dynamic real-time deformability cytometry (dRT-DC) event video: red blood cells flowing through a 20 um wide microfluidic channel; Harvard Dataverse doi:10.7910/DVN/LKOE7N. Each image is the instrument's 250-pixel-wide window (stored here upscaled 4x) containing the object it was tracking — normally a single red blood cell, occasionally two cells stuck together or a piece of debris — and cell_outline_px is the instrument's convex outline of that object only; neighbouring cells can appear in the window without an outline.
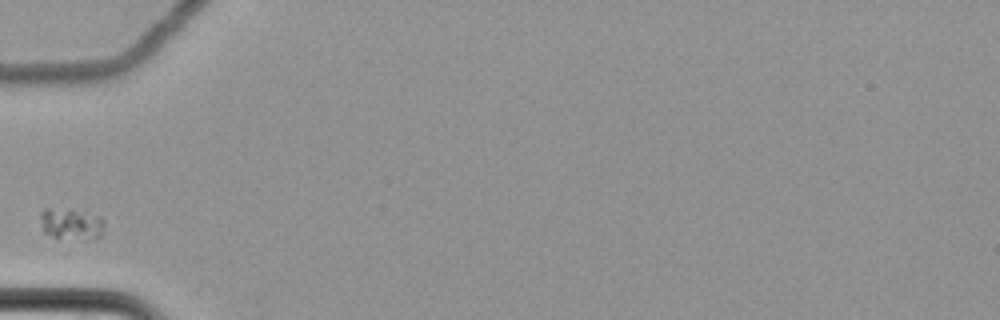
{"species": "common noctule bat (a hibernating species)", "species_latin": "Nyctalus noctula", "temperature_condition": "cold", "stored_images_in_passage": 9, "camera_frame_rate_fps": 3000, "um_per_image_px": 0.085, "animal": {"sex": "female", "body_mass_g": 22.7, "forearm_length_mm": 54.2}, "frame": {"image": 1, "passage_image": 1, "time_ms": 0.0, "image_size_px": [1000, 320], "cell_outline_px": [[104, 224], [100, 236], [88, 240], [84, 240], [52, 236], [44, 232], [40, 216], [40, 212], [44, 208], [84, 208], [100, 216], [104, 220]], "centroid_in_image_um": [6.1, 18.97], "position_along_channel_um": 78.9, "area_um2": 12.25}}
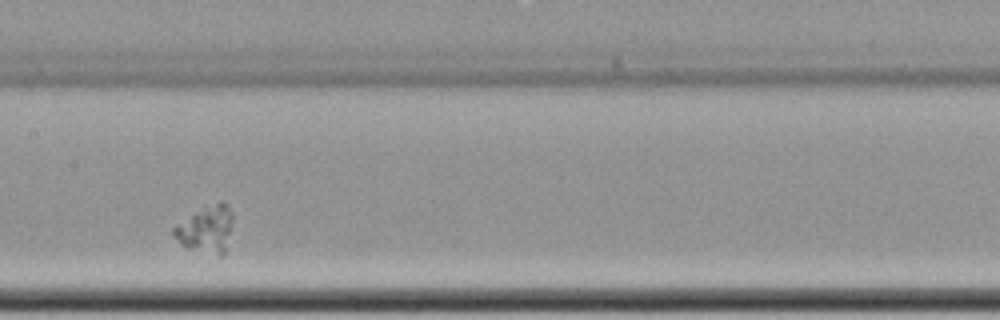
{"frame": {"image": 2, "passage_image": 4, "time_ms": 1.0, "image_size_px": [1000, 320], "cell_outline_px": [[232, 220], [224, 252], [220, 256], [188, 248], [180, 244], [172, 236], [172, 228], [204, 208], [220, 200], [224, 200], [228, 204], [232, 212]], "centroid_in_image_um": [17.52, 19.48], "position_along_channel_um": 189.9, "area_um2": 15.72}}
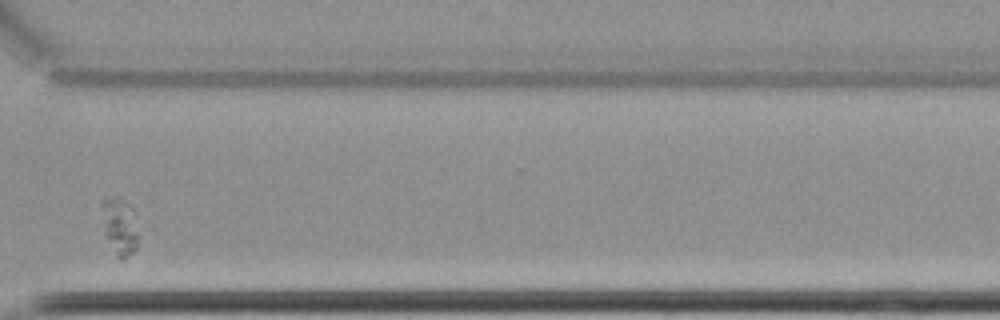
{"frame": {"image": 3, "passage_image": 8, "time_ms": 2.333, "image_size_px": [1000, 320], "cell_outline_px": [[136, 248], [128, 256], [116, 256], [104, 232], [100, 208], [100, 204], [104, 200], [116, 196], [124, 200], [132, 208], [136, 236]], "centroid_in_image_um": [10.11, 19.18], "position_along_channel_um": 360.5, "area_um2": 11.62}}